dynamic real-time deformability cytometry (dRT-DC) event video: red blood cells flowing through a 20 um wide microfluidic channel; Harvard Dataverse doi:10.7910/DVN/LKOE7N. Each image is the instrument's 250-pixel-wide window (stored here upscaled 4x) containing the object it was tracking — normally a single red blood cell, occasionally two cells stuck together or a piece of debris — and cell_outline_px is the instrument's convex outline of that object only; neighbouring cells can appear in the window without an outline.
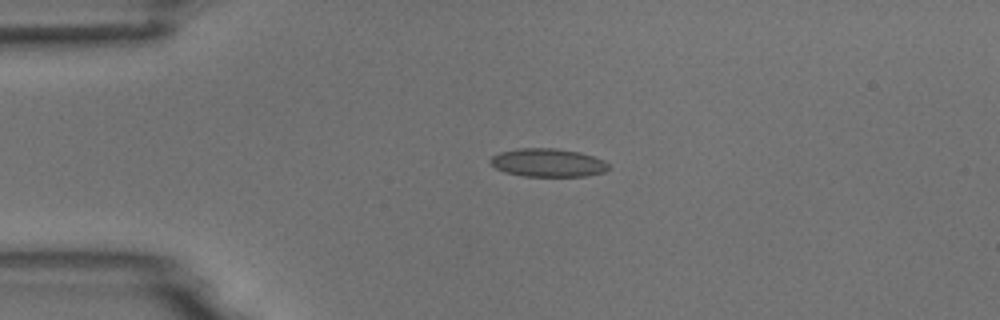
{"species": "common noctule bat (a hibernating species)", "species_latin": "Nyctalus noctula", "temperature_condition": "room temperature", "stored_images_in_passage": 5, "camera_frame_rate_fps": 3000, "um_per_image_px": 0.085, "animal": {"sex": "male", "body_mass_g": 18.8}, "frame": {"image": 1, "passage_image": 4, "time_ms": 3.667, "image_size_px": [1000, 320], "cell_outline_px": [[608, 168], [604, 172], [584, 176], [524, 176], [504, 172], [496, 168], [488, 160], [492, 156], [500, 152], [516, 148], [556, 148], [580, 152], [604, 160], [608, 164]], "centroid_in_image_um": [46.54, 13.82], "position_along_channel_um": 38.5, "area_um2": 19.48}}